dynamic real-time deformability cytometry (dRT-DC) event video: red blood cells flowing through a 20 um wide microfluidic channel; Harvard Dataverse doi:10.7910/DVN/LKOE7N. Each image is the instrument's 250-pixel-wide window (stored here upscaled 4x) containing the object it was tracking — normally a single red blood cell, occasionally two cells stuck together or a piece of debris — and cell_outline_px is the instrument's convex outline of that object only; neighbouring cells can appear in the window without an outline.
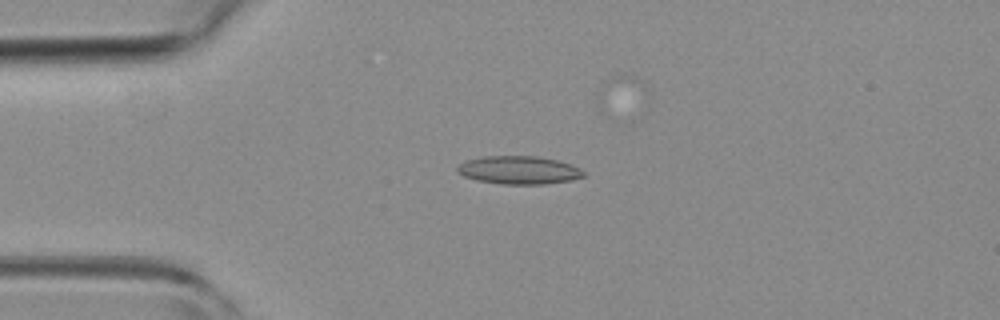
{"species": "common noctule bat (a hibernating species)", "species_latin": "Nyctalus noctula", "temperature_condition": "room temperature", "stored_images_in_passage": 20, "camera_frame_rate_fps": 3000, "um_per_image_px": 0.085, "animal": {"sex": "female", "body_mass_g": 19.3, "forearm_length_mm": 54.1}, "frame": {"image": 1, "passage_image": 11, "time_ms": 3.333, "image_size_px": [1000, 320], "cell_outline_px": [[584, 176], [572, 180], [544, 184], [500, 184], [476, 180], [464, 176], [456, 172], [456, 168], [460, 164], [468, 160], [484, 156], [536, 156], [556, 160], [572, 164], [580, 168], [584, 172]], "centroid_in_image_um": [44.11, 14.46], "position_along_channel_um": 40.9, "area_um2": 20.69}}
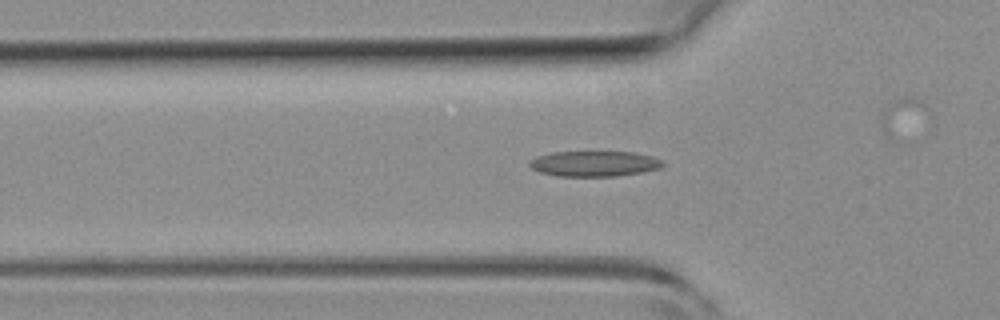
{"frame": {"image": 2, "passage_image": 15, "time_ms": 4.667, "image_size_px": [1000, 320], "cell_outline_px": [[664, 164], [660, 168], [644, 172], [616, 176], [556, 176], [540, 172], [532, 168], [528, 164], [536, 156], [552, 152], [636, 152], [652, 156], [660, 160]], "centroid_in_image_um": [50.52, 13.91], "position_along_channel_um": 75.3, "area_um2": 19.77}}
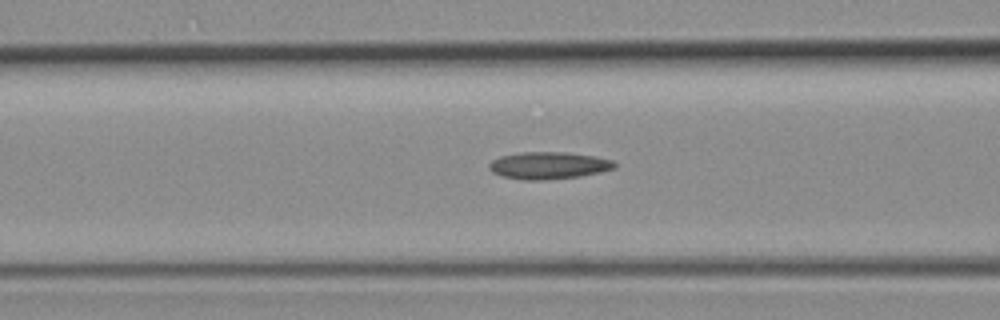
{"frame": {"image": 3, "passage_image": 18, "time_ms": 5.667, "image_size_px": [1000, 320], "cell_outline_px": [[616, 168], [600, 172], [580, 176], [544, 180], [524, 180], [500, 176], [492, 172], [488, 168], [488, 164], [492, 160], [500, 156], [524, 152], [564, 152], [592, 156], [612, 160], [616, 164]], "centroid_in_image_um": [46.59, 14.07], "position_along_channel_um": 120.0, "area_um2": 19.83}}